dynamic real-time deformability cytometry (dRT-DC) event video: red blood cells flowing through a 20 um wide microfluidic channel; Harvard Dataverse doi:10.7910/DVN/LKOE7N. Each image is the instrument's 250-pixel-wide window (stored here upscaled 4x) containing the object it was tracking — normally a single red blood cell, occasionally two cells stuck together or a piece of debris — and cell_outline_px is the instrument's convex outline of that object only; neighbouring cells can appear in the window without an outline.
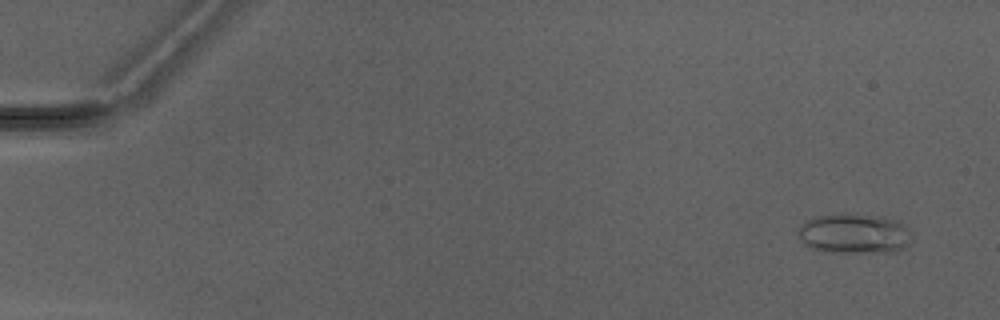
{"species": "Egyptian fruit bat (a non-hibernating species)", "species_latin": "Rousettus aegyptiacus", "temperature_condition": "warm", "stored_images_in_passage": 3, "camera_frame_rate_fps": 3000, "um_per_image_px": 0.085, "animal": {"sex": "male"}, "frame": {"image": 1, "passage_image": 3, "time_ms": 2.667, "image_size_px": [1000, 320], "cell_outline_px": [[912, 232], [908, 244], [904, 248], [896, 252], [832, 252], [812, 248], [804, 244], [800, 240], [796, 232], [800, 224], [804, 220], [816, 216], [856, 212], [884, 216], [900, 220]], "centroid_in_image_um": [72.62, 19.82], "position_along_channel_um": 12.4, "area_um2": 27.28}}